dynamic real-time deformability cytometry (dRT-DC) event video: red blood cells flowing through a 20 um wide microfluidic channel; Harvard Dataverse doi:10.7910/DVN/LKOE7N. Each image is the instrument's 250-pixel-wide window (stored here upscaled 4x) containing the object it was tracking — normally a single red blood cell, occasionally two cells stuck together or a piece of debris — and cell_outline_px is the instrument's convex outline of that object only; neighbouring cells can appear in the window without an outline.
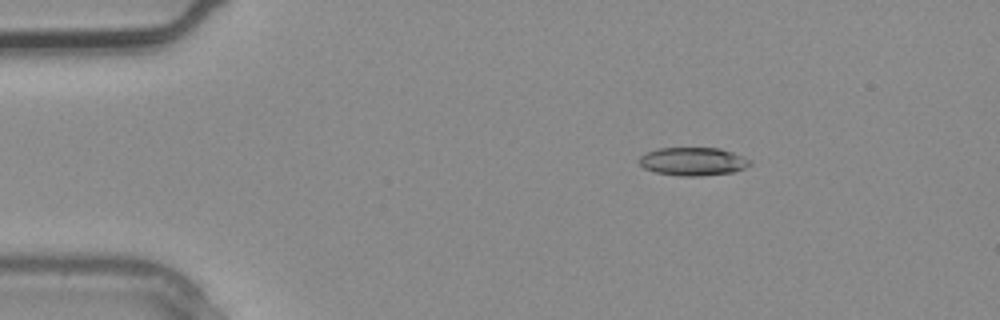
{"species": "common noctule bat (a hibernating species)", "species_latin": "Nyctalus noctula", "temperature_condition": "warm", "stored_images_in_passage": 3, "camera_frame_rate_fps": 3000, "um_per_image_px": 0.085, "animal": {"sex": "male", "body_mass_g": 20.4}, "frame": {"image": 1, "passage_image": 3, "time_ms": 0.667, "image_size_px": [1000, 320], "cell_outline_px": [[752, 164], [736, 172], [700, 176], [680, 176], [656, 172], [644, 168], [640, 164], [640, 156], [648, 152], [660, 148], [720, 148], [732, 152], [752, 160]], "centroid_in_image_um": [58.95, 13.73], "position_along_channel_um": 26.0, "area_um2": 18.21}}